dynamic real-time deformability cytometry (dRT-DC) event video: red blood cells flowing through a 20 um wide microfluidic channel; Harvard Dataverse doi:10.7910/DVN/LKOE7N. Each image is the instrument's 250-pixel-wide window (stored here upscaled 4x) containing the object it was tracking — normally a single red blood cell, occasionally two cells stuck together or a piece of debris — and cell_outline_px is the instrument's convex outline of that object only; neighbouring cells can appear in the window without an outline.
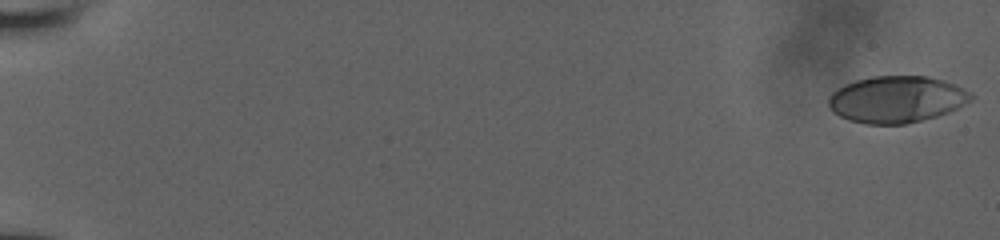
{"species": "human", "species_latin": "Homo sapiens", "temperature_condition": "room temperature", "stored_images_in_passage": 56, "camera_frame_rate_fps": 3000, "um_per_image_px": 0.085, "donor": {"sex": "male"}, "frame": {"image": 1, "passage_image": 1, "time_ms": 0.0, "image_size_px": [1000, 240], "cell_outline_px": [[976, 96], [972, 100], [948, 112], [936, 116], [904, 124], [864, 124], [848, 120], [840, 116], [828, 104], [828, 96], [836, 88], [844, 84], [856, 80], [872, 76], [928, 76], [944, 80], [956, 84]], "centroid_in_image_um": [76.21, 8.43], "position_along_channel_um": 8.8, "area_um2": 38.84}}
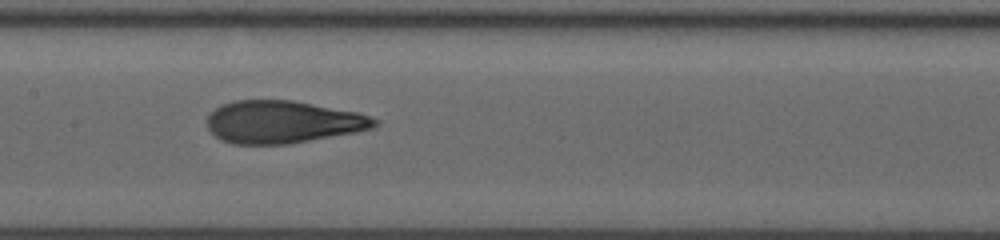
{"frame": {"image": 2, "passage_image": 31, "time_ms": 10.0, "image_size_px": [1000, 240], "cell_outline_px": [[380, 124], [372, 128], [356, 132], [288, 144], [232, 144], [220, 140], [208, 128], [208, 116], [220, 104], [236, 100], [292, 100], [356, 112], [380, 120]], "centroid_in_image_um": [24.03, 10.37], "position_along_channel_um": 183.4, "area_um2": 41.38}}
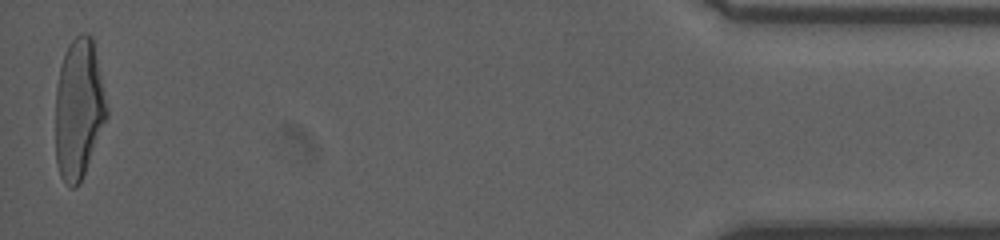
{"frame": {"image": 3, "passage_image": 56, "time_ms": 18.333, "image_size_px": [1000, 240], "cell_outline_px": [[108, 116], [80, 184], [76, 188], [68, 188], [60, 176], [56, 160], [56, 88], [60, 68], [68, 44], [80, 32], [88, 32], [92, 36], [108, 108]], "centroid_in_image_um": [6.7, 9.28], "position_along_channel_um": 428.5, "area_um2": 42.02}, "authors_computed_cell_mechanics": {"area_um2": 41.1825, "velocity_mm_per_s": 3.9079, "shape_relaxation_time_tau1_ms": 6.1742, "shape_relaxation_time_tau2_ms": 0.8971, "deformation_change_tau1": 0.2459, "deformation_change_tau2": 0.082}}